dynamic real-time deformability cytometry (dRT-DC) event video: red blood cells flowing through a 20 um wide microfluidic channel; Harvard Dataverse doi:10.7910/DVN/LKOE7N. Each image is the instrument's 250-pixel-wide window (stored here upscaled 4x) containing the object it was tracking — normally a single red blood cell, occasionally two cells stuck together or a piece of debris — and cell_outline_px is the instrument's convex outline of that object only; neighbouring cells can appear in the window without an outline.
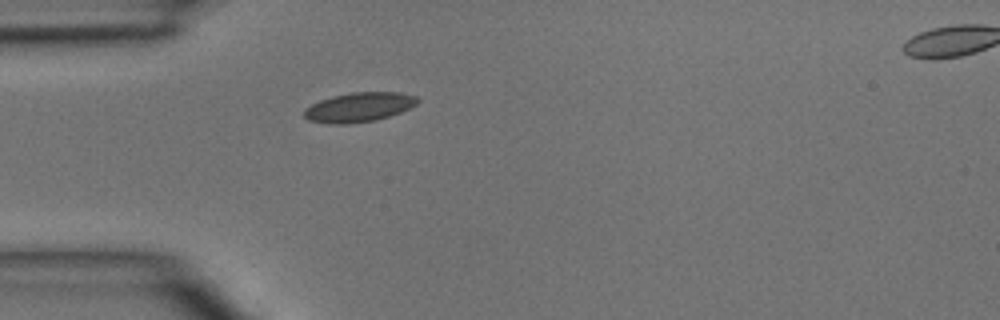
{"species": "common noctule bat (a hibernating species)", "species_latin": "Nyctalus noctula", "temperature_condition": "room temperature", "stored_images_in_passage": 2, "segment_of_instrument_passage": [1, 2], "camera_frame_rate_fps": 3000, "um_per_image_px": 0.085, "animal": {"sex": "male", "body_mass_g": 15.6}, "frame": {"image": 1, "passage_image": 1, "time_ms": 0.0, "image_size_px": [1000, 320], "cell_outline_px": [[420, 100], [416, 104], [400, 112], [376, 120], [344, 124], [328, 124], [308, 120], [304, 116], [304, 108], [320, 100], [332, 96], [352, 92], [400, 92], [416, 96]], "centroid_in_image_um": [30.49, 9.11], "position_along_channel_um": 54.5, "area_um2": 19.42}}